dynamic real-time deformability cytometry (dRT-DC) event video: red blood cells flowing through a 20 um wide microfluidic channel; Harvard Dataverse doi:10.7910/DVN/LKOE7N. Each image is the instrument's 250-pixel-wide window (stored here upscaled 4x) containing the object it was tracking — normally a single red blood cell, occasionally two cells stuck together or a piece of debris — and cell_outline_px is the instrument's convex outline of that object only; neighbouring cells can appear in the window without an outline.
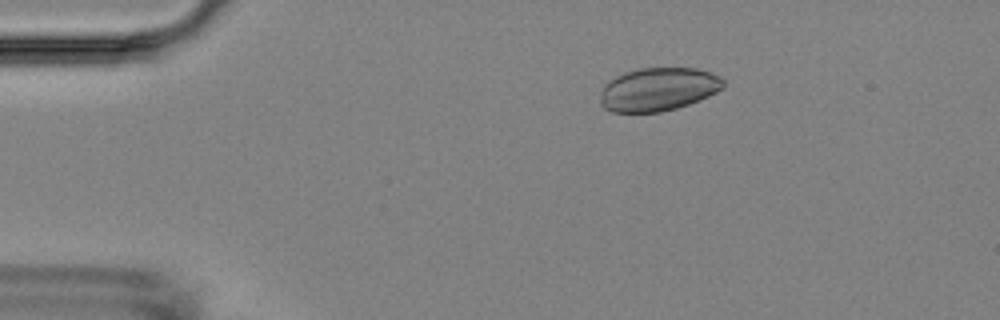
{"species": "Egyptian fruit bat (a non-hibernating species)", "species_latin": "Rousettus aegyptiacus", "temperature_condition": "room temperature", "stored_images_in_passage": 6, "camera_frame_rate_fps": 3000, "um_per_image_px": 0.085, "animal": {"sex": "female"}, "frame": {"image": 1, "passage_image": 3, "time_ms": 2.333, "image_size_px": [1000, 320], "cell_outline_px": [[724, 88], [708, 96], [688, 104], [676, 108], [660, 112], [612, 112], [604, 108], [600, 104], [600, 92], [604, 84], [608, 80], [624, 72], [640, 68], [696, 68], [720, 76], [724, 80]], "centroid_in_image_um": [55.92, 7.59], "position_along_channel_um": 29.1, "area_um2": 31.21}}
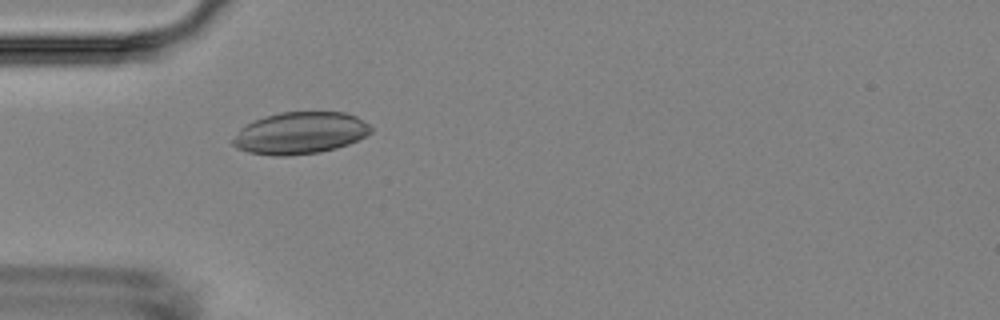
{"frame": {"image": 2, "passage_image": 5, "time_ms": 4.667, "image_size_px": [1000, 320], "cell_outline_px": [[372, 132], [348, 144], [336, 148], [320, 152], [288, 156], [272, 156], [248, 152], [236, 148], [232, 144], [232, 140], [240, 128], [264, 116], [280, 112], [344, 112], [356, 116], [368, 124], [372, 128]], "centroid_in_image_um": [25.49, 11.31], "position_along_channel_um": 59.5, "area_um2": 33.7}}